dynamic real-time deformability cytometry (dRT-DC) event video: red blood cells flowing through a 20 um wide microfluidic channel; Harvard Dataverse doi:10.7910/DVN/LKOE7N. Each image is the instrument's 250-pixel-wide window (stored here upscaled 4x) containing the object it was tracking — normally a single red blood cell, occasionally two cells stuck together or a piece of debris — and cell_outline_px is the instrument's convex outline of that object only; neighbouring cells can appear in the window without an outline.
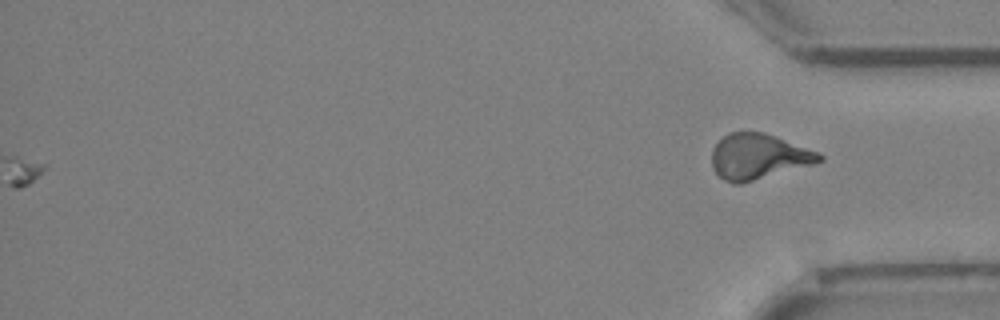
{"species": "Egyptian fruit bat (a non-hibernating species)", "species_latin": "Rousettus aegyptiacus", "temperature_condition": "cold", "stored_images_in_passage": 42, "camera_frame_rate_fps": 3000, "um_per_image_px": 0.085, "animal": {"sex": "female"}, "frame": {"image": 1, "passage_image": 42, "time_ms": 13.667, "image_size_px": [1000, 320], "cell_outline_px": [[824, 160], [812, 164], [740, 184], [736, 184], [724, 180], [712, 168], [712, 148], [728, 132], [764, 132], [776, 136], [820, 152], [824, 156]], "centroid_in_image_um": [64.47, 13.29], "position_along_channel_um": 370.7, "area_um2": 28.38}}